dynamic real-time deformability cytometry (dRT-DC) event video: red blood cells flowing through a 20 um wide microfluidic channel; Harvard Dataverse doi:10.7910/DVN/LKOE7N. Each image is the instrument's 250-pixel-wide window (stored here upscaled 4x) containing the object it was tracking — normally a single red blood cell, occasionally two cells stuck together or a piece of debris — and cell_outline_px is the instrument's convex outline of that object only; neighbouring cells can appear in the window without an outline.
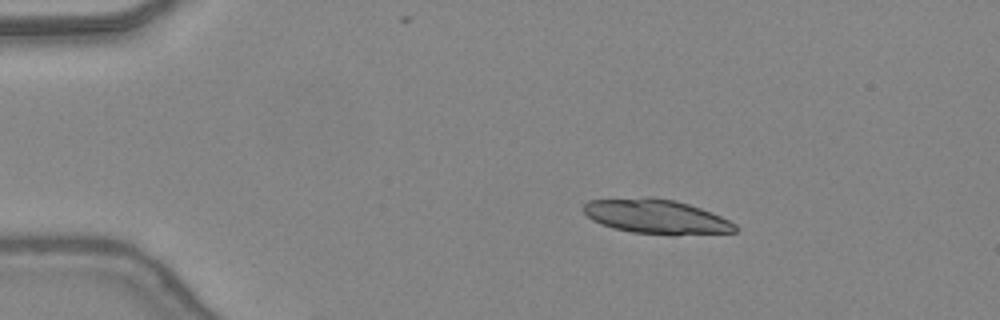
{"species": "common noctule bat (a hibernating species)", "species_latin": "Nyctalus noctula", "temperature_condition": "warm", "stored_images_in_passage": 10, "camera_frame_rate_fps": 3000, "um_per_image_px": 0.085, "animal": {"sex": "female", "body_mass_g": 24.6, "forearm_length_mm": 56.2}, "frame": {"image": 1, "passage_image": 8, "time_ms": 2.333, "image_size_px": [1000, 320], "cell_outline_px": [[740, 228], [736, 232], [676, 236], [672, 236], [632, 232], [612, 228], [600, 224], [592, 220], [584, 212], [584, 204], [588, 200], [644, 196], [652, 196], [676, 200], [712, 212], [736, 224]], "centroid_in_image_um": [55.81, 18.42], "position_along_channel_um": 29.2, "area_um2": 31.15}}